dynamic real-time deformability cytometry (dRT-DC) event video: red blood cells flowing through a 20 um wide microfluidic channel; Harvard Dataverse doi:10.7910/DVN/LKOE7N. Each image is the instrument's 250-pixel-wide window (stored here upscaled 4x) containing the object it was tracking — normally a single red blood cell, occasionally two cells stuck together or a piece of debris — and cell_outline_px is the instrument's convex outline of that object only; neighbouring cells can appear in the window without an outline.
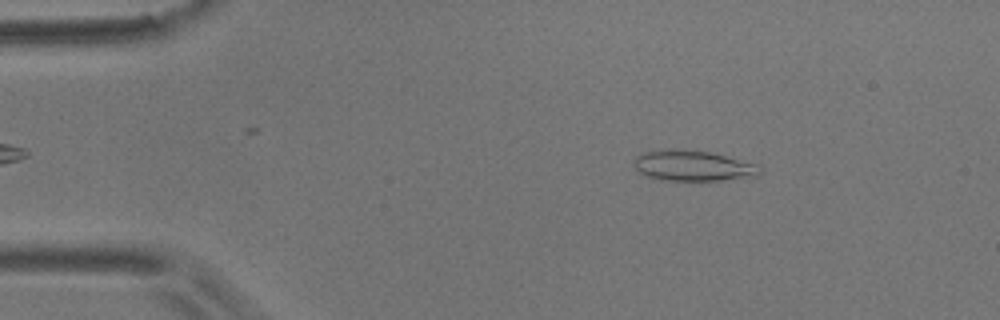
{"species": "common noctule bat (a hibernating species)", "species_latin": "Nyctalus noctula", "temperature_condition": "room temperature", "stored_images_in_passage": 3, "camera_frame_rate_fps": 3000, "um_per_image_px": 0.085, "animal": {"sex": "male", "body_mass_g": 17.9}, "frame": {"image": 1, "passage_image": 1, "time_ms": 0.0, "image_size_px": [1000, 320], "cell_outline_px": [[764, 172], [760, 176], [720, 180], [660, 180], [648, 176], [640, 172], [632, 164], [636, 156], [644, 152], [684, 148], [708, 152], [760, 164]], "centroid_in_image_um": [58.97, 14.09], "position_along_channel_um": 26.0, "area_um2": 22.6}}